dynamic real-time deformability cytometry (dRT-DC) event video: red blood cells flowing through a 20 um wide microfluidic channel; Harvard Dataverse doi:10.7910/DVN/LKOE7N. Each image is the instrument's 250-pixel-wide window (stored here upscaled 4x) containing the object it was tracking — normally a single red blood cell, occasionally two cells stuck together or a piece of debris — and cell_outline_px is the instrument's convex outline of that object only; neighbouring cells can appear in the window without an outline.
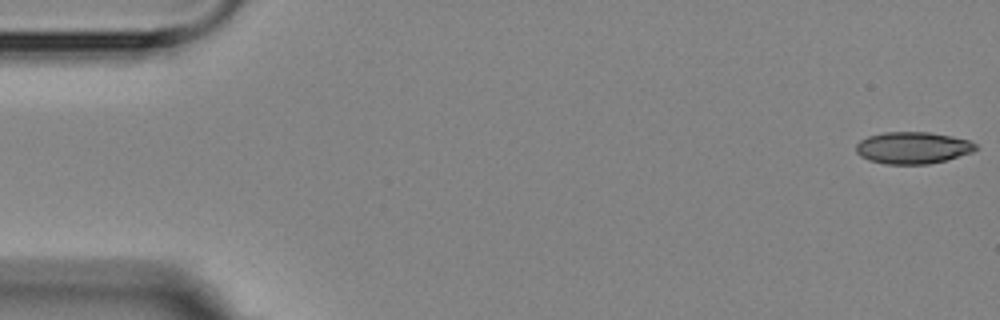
{"species": "Egyptian fruit bat (a non-hibernating species)", "species_latin": "Rousettus aegyptiacus", "temperature_condition": "room temperature", "stored_images_in_passage": 4, "segment_of_instrument_passage": [2, 2], "camera_frame_rate_fps": 3000, "um_per_image_px": 0.085, "animal": {"sex": "female"}, "frame": {"image": 1, "passage_image": 4, "time_ms": 4.333, "image_size_px": [1000, 320], "cell_outline_px": [[980, 148], [972, 152], [944, 160], [928, 164], [884, 164], [868, 160], [860, 156], [856, 152], [856, 144], [860, 140], [868, 136], [884, 132], [928, 132], [952, 136], [968, 140], [976, 144]], "centroid_in_image_um": [77.57, 12.56], "position_along_channel_um": 7.4, "area_um2": 22.25}}